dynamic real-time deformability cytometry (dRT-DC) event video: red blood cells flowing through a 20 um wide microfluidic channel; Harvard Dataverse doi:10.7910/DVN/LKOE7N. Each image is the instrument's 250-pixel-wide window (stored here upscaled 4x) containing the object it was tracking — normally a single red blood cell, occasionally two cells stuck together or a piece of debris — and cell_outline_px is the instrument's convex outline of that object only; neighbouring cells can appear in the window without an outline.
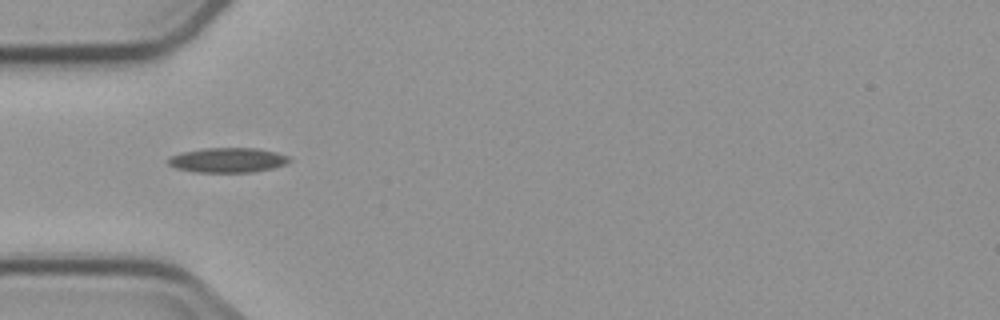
{"species": "common noctule bat (a hibernating species)", "species_latin": "Nyctalus noctula", "temperature_condition": "cold", "stored_images_in_passage": 6, "camera_frame_rate_fps": 3000, "um_per_image_px": 0.085, "animal": {"sex": "male", "body_mass_g": 23.1, "forearm_length_mm": 52.7}, "frame": {"image": 1, "passage_image": 5, "time_ms": 4.667, "image_size_px": [1000, 320], "cell_outline_px": [[292, 160], [284, 164], [272, 168], [252, 172], [196, 172], [176, 168], [168, 164], [168, 156], [180, 152], [204, 148], [256, 148], [276, 152], [288, 156]], "centroid_in_image_um": [19.32, 13.6], "position_along_channel_um": 65.7, "area_um2": 17.51}}
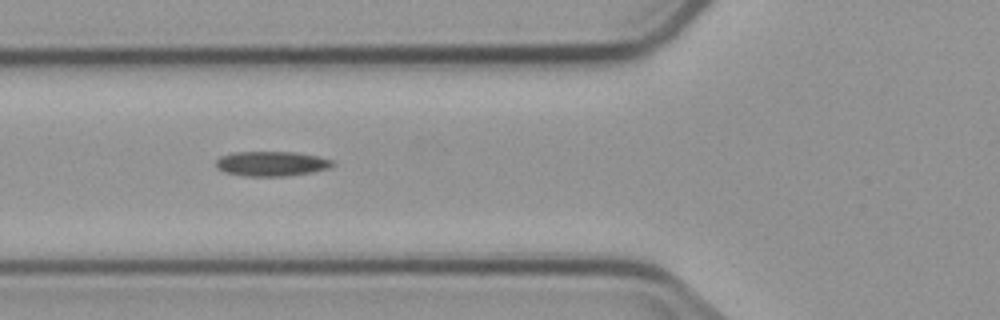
{"frame": {"image": 2, "passage_image": 6, "time_ms": 5.667, "image_size_px": [1000, 320], "cell_outline_px": [[336, 164], [328, 168], [312, 172], [284, 176], [244, 176], [224, 172], [216, 168], [216, 160], [220, 156], [232, 152], [296, 152], [316, 156], [332, 160]], "centroid_in_image_um": [23.04, 13.91], "position_along_channel_um": 102.8, "area_um2": 16.88}}